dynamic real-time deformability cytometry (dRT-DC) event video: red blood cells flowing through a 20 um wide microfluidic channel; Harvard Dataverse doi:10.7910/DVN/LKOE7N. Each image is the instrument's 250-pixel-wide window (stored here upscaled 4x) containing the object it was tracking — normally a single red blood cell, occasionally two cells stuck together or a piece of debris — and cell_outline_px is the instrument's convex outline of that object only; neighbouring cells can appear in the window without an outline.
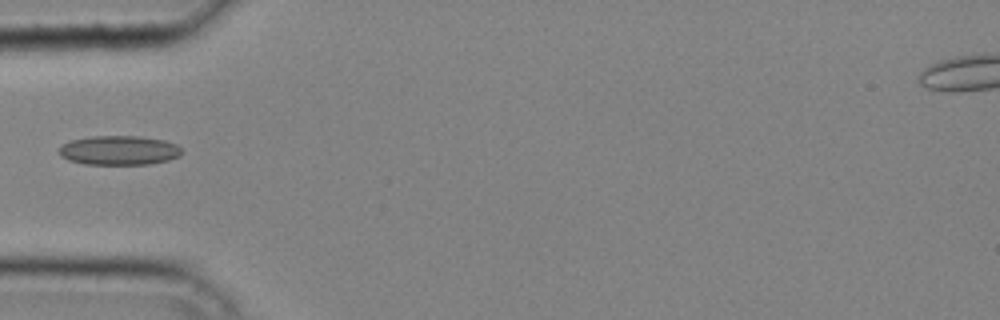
{"species": "common noctule bat (a hibernating species)", "species_latin": "Nyctalus noctula", "temperature_condition": "cold", "stored_images_in_passage": 27, "camera_frame_rate_fps": 3000, "um_per_image_px": 0.085, "animal": {"sex": "male", "body_mass_g": 20.4}, "frame": {"image": 1, "passage_image": 1, "time_ms": 0.0, "image_size_px": [1000, 320], "cell_outline_px": [[184, 152], [180, 156], [168, 160], [148, 164], [84, 164], [68, 160], [60, 156], [60, 148], [64, 144], [72, 140], [92, 136], [136, 136], [164, 140], [176, 144]], "centroid_in_image_um": [10.15, 12.78], "position_along_channel_um": 74.9, "area_um2": 20.87}}
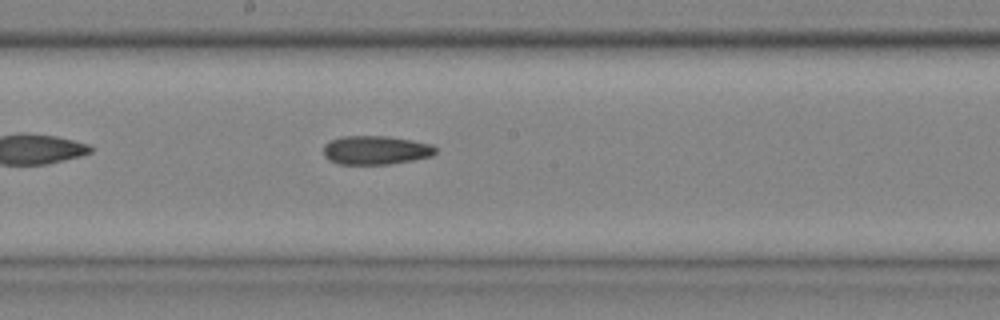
{"frame": {"image": 2, "passage_image": 10, "time_ms": 3.0, "image_size_px": [1000, 320], "cell_outline_px": [[436, 152], [432, 156], [412, 160], [388, 164], [340, 164], [328, 160], [324, 156], [324, 144], [340, 136], [388, 136], [412, 140], [432, 144], [436, 148]], "centroid_in_image_um": [31.93, 12.76], "position_along_channel_um": 216.3, "area_um2": 18.84}}
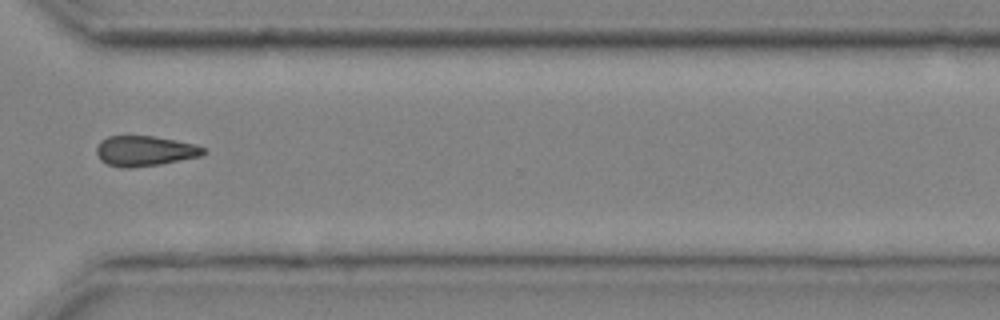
{"frame": {"image": 3, "passage_image": 19, "time_ms": 6.0, "image_size_px": [1000, 320], "cell_outline_px": [[204, 152], [200, 156], [160, 164], [132, 168], [120, 168], [108, 164], [100, 160], [96, 152], [96, 148], [100, 140], [108, 136], [152, 136], [196, 144], [204, 148]], "centroid_in_image_um": [12.26, 12.83], "position_along_channel_um": 358.3, "area_um2": 18.79}}